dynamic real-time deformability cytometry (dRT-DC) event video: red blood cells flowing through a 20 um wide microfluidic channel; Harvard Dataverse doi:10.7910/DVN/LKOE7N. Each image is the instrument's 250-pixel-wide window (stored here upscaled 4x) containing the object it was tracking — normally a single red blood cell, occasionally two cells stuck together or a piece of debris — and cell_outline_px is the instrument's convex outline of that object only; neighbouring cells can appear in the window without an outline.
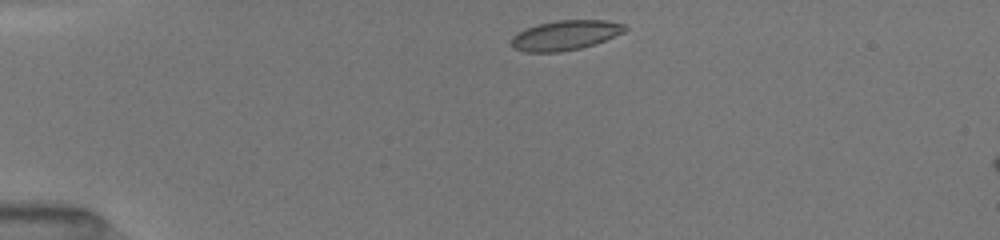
{"species": "common noctule bat (a hibernating species)", "species_latin": "Nyctalus noctula", "temperature_condition": "room temperature", "stored_images_in_passage": 28, "camera_frame_rate_fps": 3000, "um_per_image_px": 0.085, "animal": {"sex": "female", "body_mass_g": 19.5, "forearm_length_mm": 54.1}, "frame": {"image": 1, "passage_image": 1, "time_ms": 0.0, "image_size_px": [1000, 240], "cell_outline_px": [[628, 28], [624, 32], [604, 40], [580, 48], [560, 52], [524, 52], [512, 48], [512, 36], [528, 28], [540, 24], [556, 20], [608, 20], [624, 24]], "centroid_in_image_um": [48.06, 2.99], "position_along_channel_um": 36.9, "area_um2": 19.48}}
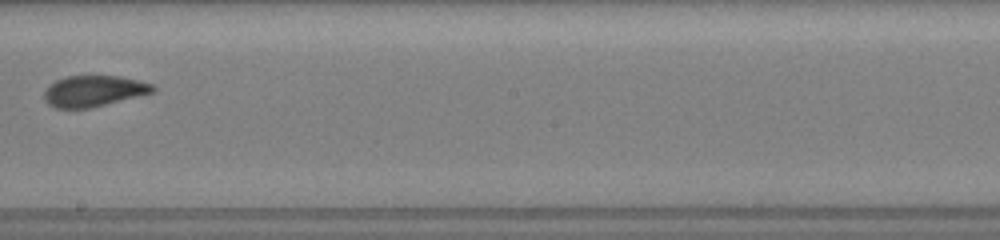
{"frame": {"image": 2, "passage_image": 12, "time_ms": 6.333, "image_size_px": [1000, 240], "cell_outline_px": [[156, 88], [152, 92], [92, 108], [56, 108], [48, 104], [44, 100], [44, 92], [48, 84], [56, 80], [68, 76], [120, 76], [152, 84]], "centroid_in_image_um": [7.91, 7.74], "position_along_channel_um": 240.3, "area_um2": 19.54}}
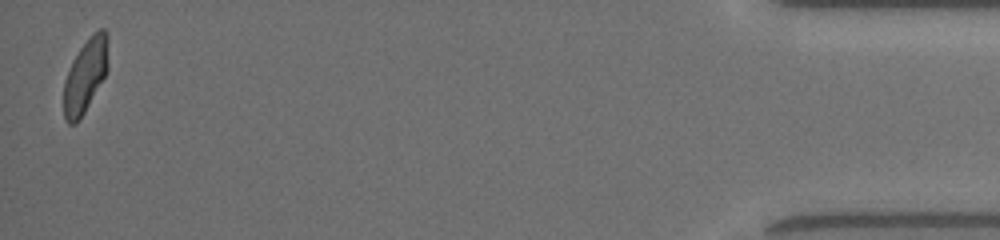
{"frame": {"image": 3, "passage_image": 28, "time_ms": 13.0, "image_size_px": [1000, 240], "cell_outline_px": [[108, 68], [104, 76], [80, 120], [76, 124], [68, 124], [64, 120], [64, 80], [72, 60], [80, 48], [92, 32], [100, 28], [104, 28], [108, 32]], "centroid_in_image_um": [7.26, 6.4], "position_along_channel_um": 427.9, "area_um2": 19.25}, "authors_computed_cell_mechanics": {"area_um2": 19.7098, "velocity_mm_per_s": 4.0281, "shape_relaxation_time_tau1_ms": 4.0318, "shape_relaxation_time_tau2_ms": 1.0334, "deformation_change_tau1": 0.133, "deformation_change_tau2": 0.0697}}